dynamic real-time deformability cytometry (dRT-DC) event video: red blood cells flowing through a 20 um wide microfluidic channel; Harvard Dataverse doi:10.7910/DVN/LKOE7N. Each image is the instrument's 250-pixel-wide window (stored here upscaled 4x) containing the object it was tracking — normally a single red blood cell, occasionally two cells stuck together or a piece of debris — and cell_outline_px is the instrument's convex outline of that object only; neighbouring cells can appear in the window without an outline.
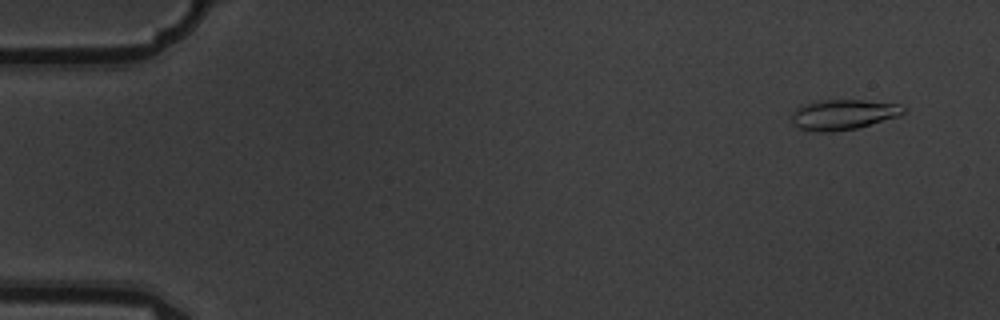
{"species": "common noctule bat (a hibernating species)", "species_latin": "Nyctalus noctula", "temperature_condition": "warm", "stored_images_in_passage": 6, "camera_frame_rate_fps": 3000, "um_per_image_px": 0.085, "animal": {"sex": "male", "body_mass_g": 19.5, "forearm_length_mm": 54.6}, "frame": {"image": 1, "passage_image": 2, "time_ms": 0.333, "image_size_px": [1000, 320], "cell_outline_px": [[904, 112], [900, 116], [856, 128], [832, 132], [820, 132], [800, 128], [792, 124], [792, 112], [800, 104], [820, 100], [864, 100], [900, 104], [904, 108]], "centroid_in_image_um": [71.64, 9.73], "position_along_channel_um": 13.4, "area_um2": 19.77}}
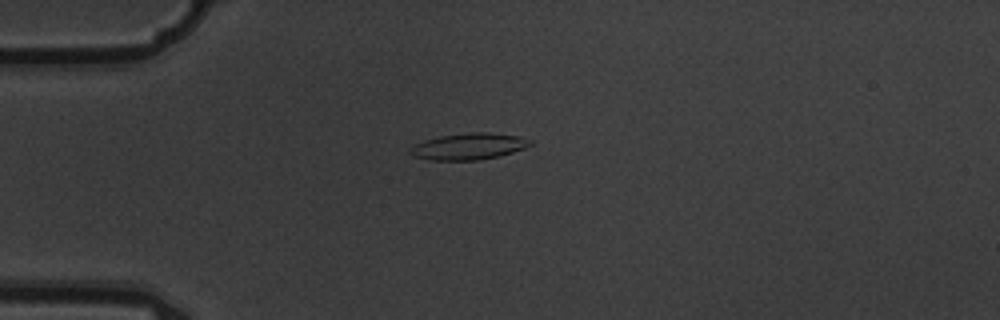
{"frame": {"image": 2, "passage_image": 5, "time_ms": 1.333, "image_size_px": [1000, 320], "cell_outline_px": [[532, 144], [524, 148], [500, 156], [480, 160], [428, 160], [412, 156], [408, 152], [416, 144], [424, 140], [440, 136], [472, 132], [488, 132], [516, 136], [532, 140]], "centroid_in_image_um": [39.83, 12.45], "position_along_channel_um": 45.2, "area_um2": 18.44}}